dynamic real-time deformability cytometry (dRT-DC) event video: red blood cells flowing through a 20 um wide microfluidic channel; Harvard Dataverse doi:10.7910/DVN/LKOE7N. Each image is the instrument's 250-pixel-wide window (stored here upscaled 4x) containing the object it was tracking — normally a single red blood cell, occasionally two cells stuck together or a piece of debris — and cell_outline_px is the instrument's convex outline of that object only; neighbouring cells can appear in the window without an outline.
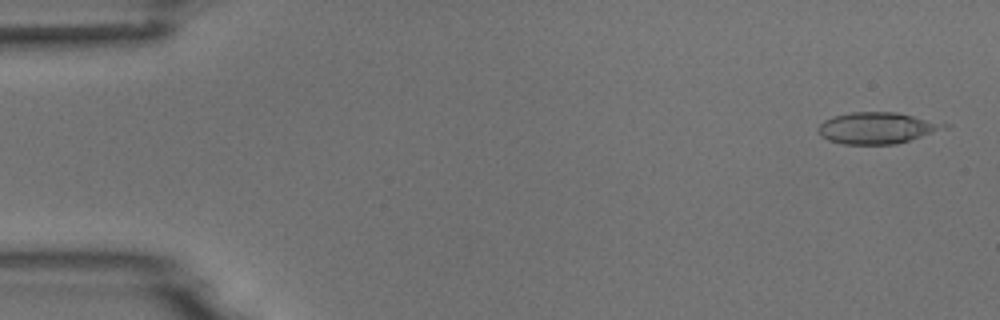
{"species": "common noctule bat (a hibernating species)", "species_latin": "Nyctalus noctula", "temperature_condition": "room temperature", "stored_images_in_passage": 6, "camera_frame_rate_fps": 3000, "um_per_image_px": 0.085, "animal": {"sex": "male", "body_mass_g": 18.8}, "frame": {"image": 1, "passage_image": 1, "time_ms": 0.0, "image_size_px": [1000, 320], "cell_outline_px": [[936, 128], [920, 136], [896, 144], [844, 144], [828, 140], [820, 136], [816, 132], [816, 128], [824, 120], [832, 116], [848, 112], [896, 112], [912, 116], [924, 120], [932, 124]], "centroid_in_image_um": [74.18, 10.88], "position_along_channel_um": 10.8, "area_um2": 21.79}}
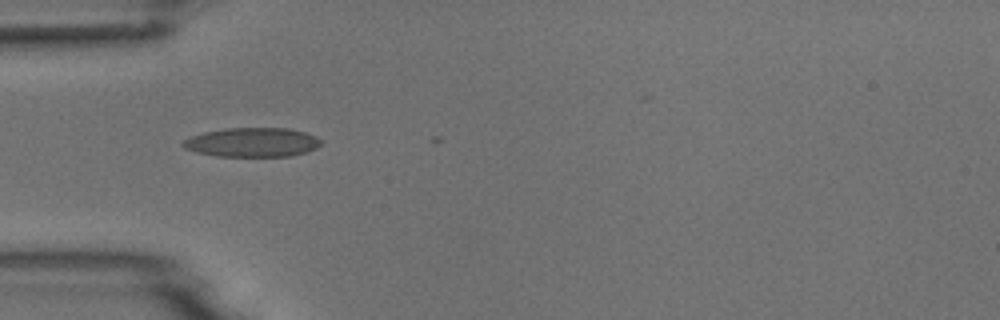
{"frame": {"image": 2, "passage_image": 5, "time_ms": 4.667, "image_size_px": [1000, 320], "cell_outline_px": [[324, 144], [308, 152], [292, 156], [216, 156], [196, 152], [184, 148], [180, 144], [184, 140], [192, 136], [204, 132], [224, 128], [288, 128], [304, 132], [316, 136]], "centroid_in_image_um": [21.46, 12.1], "position_along_channel_um": 63.5, "area_um2": 23.64}}